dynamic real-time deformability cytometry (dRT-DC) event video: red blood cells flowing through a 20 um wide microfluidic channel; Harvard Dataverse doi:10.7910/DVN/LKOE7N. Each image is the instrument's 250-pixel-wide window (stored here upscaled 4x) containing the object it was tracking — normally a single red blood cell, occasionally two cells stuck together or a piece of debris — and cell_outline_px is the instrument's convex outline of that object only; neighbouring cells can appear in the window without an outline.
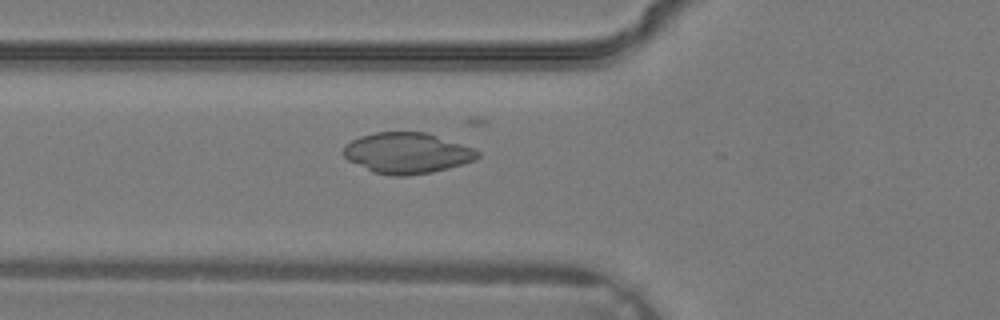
{"species": "common noctule bat (a hibernating species)", "species_latin": "Nyctalus noctula", "temperature_condition": "warm", "stored_images_in_passage": 20, "camera_frame_rate_fps": 3000, "um_per_image_px": 0.085, "animal": {"sex": "male", "body_mass_g": 19.2, "forearm_length_mm": 51.8}, "frame": {"image": 1, "passage_image": 14, "time_ms": 4.333, "image_size_px": [1000, 320], "cell_outline_px": [[480, 156], [476, 160], [448, 168], [432, 172], [408, 176], [392, 176], [372, 172], [348, 160], [344, 156], [344, 144], [360, 136], [376, 132], [424, 132], [472, 148], [480, 152]], "centroid_in_image_um": [34.57, 13.02], "position_along_channel_um": 91.2, "area_um2": 31.73}}
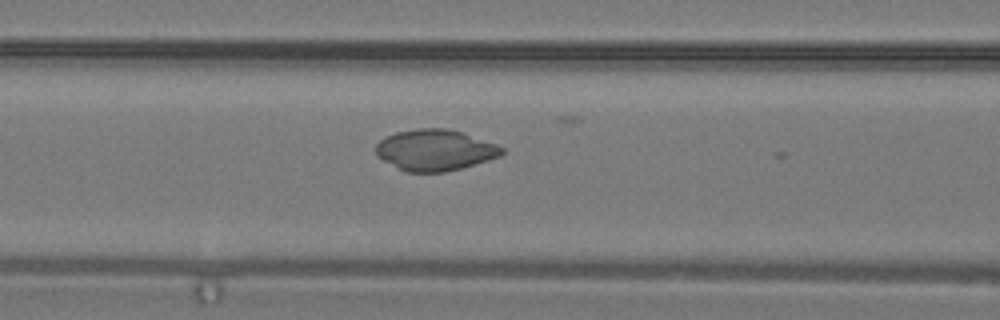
{"frame": {"image": 2, "passage_image": 16, "time_ms": 5.0, "image_size_px": [1000, 320], "cell_outline_px": [[504, 152], [500, 156], [488, 160], [460, 168], [444, 172], [404, 172], [376, 156], [376, 144], [380, 140], [396, 132], [416, 128], [448, 128], [464, 132], [496, 144], [504, 148]], "centroid_in_image_um": [36.97, 12.75], "position_along_channel_um": 129.6, "area_um2": 30.29}}
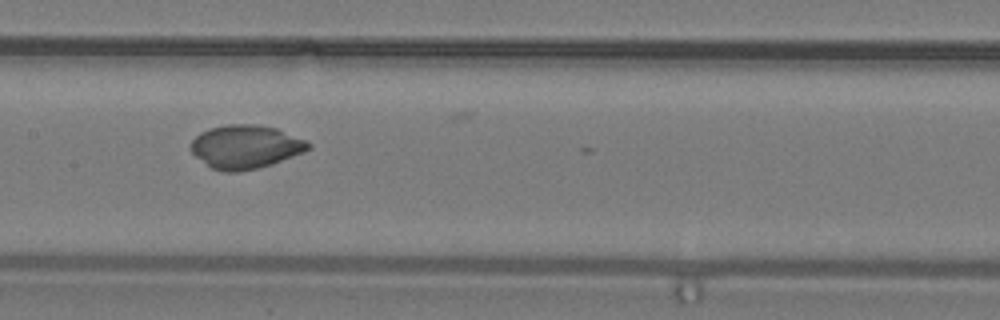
{"frame": {"image": 3, "passage_image": 19, "time_ms": 6.0, "image_size_px": [1000, 320], "cell_outline_px": [[312, 148], [280, 160], [256, 168], [240, 172], [224, 172], [212, 168], [196, 156], [192, 152], [192, 140], [200, 132], [208, 128], [228, 124], [256, 124], [276, 128], [304, 140], [312, 144]], "centroid_in_image_um": [20.84, 12.46], "position_along_channel_um": 186.6, "area_um2": 29.3}}